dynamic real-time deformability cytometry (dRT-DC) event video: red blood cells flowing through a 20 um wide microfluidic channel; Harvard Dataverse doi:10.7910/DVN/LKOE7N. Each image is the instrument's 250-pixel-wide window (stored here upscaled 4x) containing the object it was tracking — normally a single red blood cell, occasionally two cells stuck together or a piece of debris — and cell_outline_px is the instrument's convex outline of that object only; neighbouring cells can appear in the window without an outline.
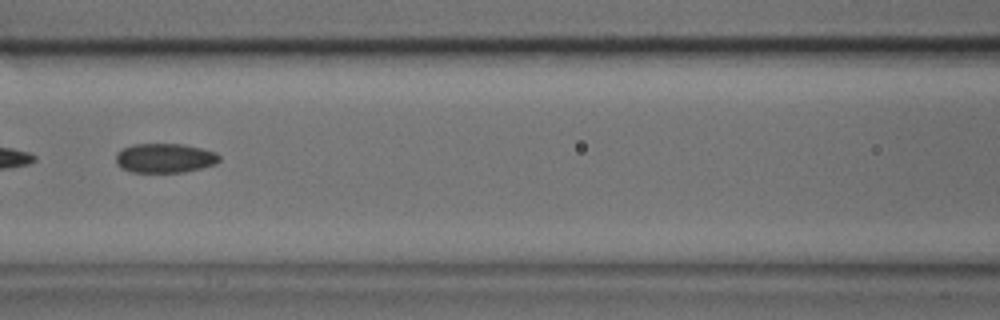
{"species": "common noctule bat (a hibernating species)", "species_latin": "Nyctalus noctula", "temperature_condition": "cold", "stored_images_in_passage": 44, "segment_of_instrument_passage": [2, 2], "camera_frame_rate_fps": 3000, "um_per_image_px": 0.085, "animal": {"sex": "male", "body_mass_g": 17.9, "forearm_length_mm": 54.2}, "frame": {"image": 1, "passage_image": 19, "time_ms": 6.0, "image_size_px": [1000, 320], "cell_outline_px": [[220, 160], [216, 164], [184, 172], [132, 172], [120, 168], [116, 164], [116, 152], [132, 144], [184, 144], [216, 152], [220, 156]], "centroid_in_image_um": [13.99, 13.44], "position_along_channel_um": 152.6, "area_um2": 17.8}}
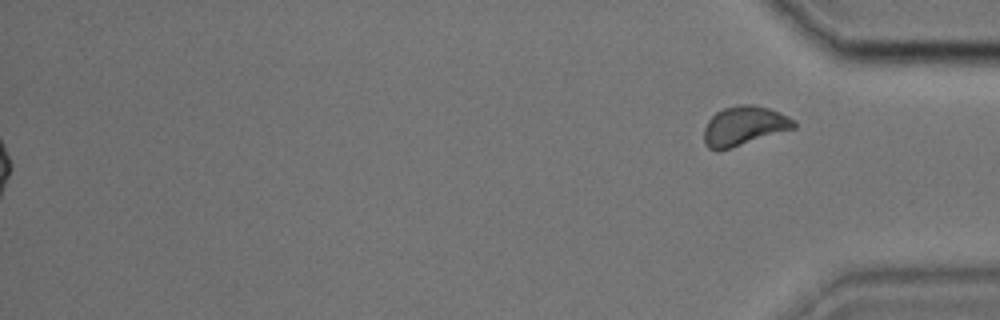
{"frame": {"image": 2, "passage_image": 44, "time_ms": 14.333, "image_size_px": [1000, 320], "cell_outline_px": [[796, 128], [716, 152], [708, 148], [704, 144], [704, 128], [708, 120], [716, 112], [724, 108], [736, 104], [752, 104], [768, 108], [780, 112], [796, 120]], "centroid_in_image_um": [63.24, 10.7], "position_along_channel_um": 372.0, "area_um2": 20.75}}